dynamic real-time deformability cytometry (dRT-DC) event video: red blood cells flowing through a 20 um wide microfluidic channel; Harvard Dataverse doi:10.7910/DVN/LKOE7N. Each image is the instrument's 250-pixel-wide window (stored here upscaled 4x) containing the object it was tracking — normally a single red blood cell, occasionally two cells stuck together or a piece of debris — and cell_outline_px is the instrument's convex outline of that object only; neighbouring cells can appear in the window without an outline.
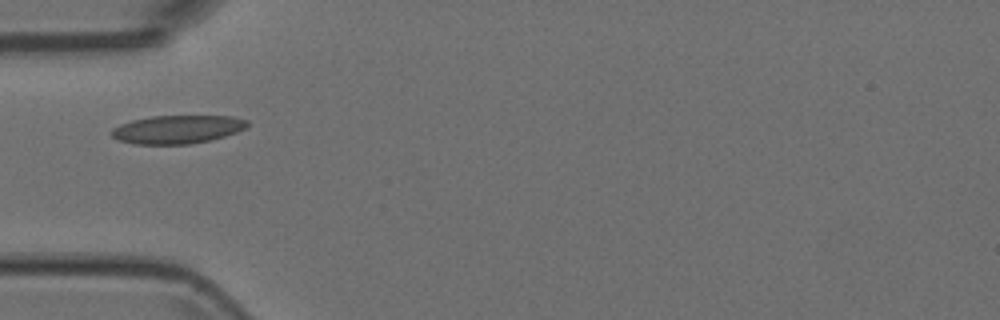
{"species": "Egyptian fruit bat (a non-hibernating species)", "species_latin": "Rousettus aegyptiacus", "temperature_condition": "room temperature", "stored_images_in_passage": 1, "camera_frame_rate_fps": 3000, "um_per_image_px": 0.085, "animal": {"sex": "female"}, "frame": {"image": 1, "passage_image": 1, "time_ms": 0.0, "image_size_px": [1000, 320], "cell_outline_px": [[248, 128], [224, 136], [208, 140], [188, 144], [132, 144], [120, 140], [112, 136], [108, 132], [112, 128], [120, 124], [132, 120], [152, 116], [232, 116], [248, 120]], "centroid_in_image_um": [15.06, 10.99], "position_along_channel_um": 69.9, "area_um2": 22.43}}